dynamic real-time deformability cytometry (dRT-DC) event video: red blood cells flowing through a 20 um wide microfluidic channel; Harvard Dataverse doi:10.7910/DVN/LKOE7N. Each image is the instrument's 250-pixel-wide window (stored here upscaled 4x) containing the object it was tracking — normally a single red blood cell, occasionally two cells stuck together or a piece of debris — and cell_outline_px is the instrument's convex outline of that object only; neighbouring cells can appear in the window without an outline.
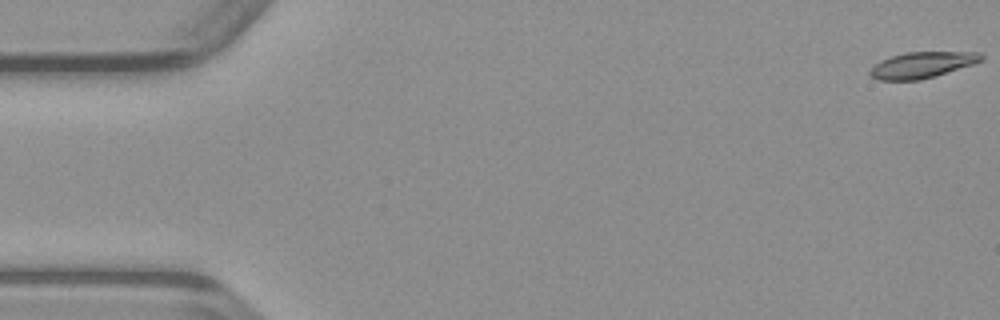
{"species": "common noctule bat (a hibernating species)", "species_latin": "Nyctalus noctula", "temperature_condition": "warm", "stored_images_in_passage": 50, "camera_frame_rate_fps": 3000, "um_per_image_px": 0.085, "animal": {"sex": "male", "body_mass_g": 23.1, "forearm_length_mm": 52.7}, "frame": {"image": 1, "passage_image": 1, "time_ms": 0.0, "image_size_px": [1000, 320], "cell_outline_px": [[984, 60], [936, 76], [920, 80], [880, 80], [872, 76], [868, 72], [880, 60], [904, 52], [980, 52], [984, 56]], "centroid_in_image_um": [78.4, 5.51], "position_along_channel_um": 6.6, "area_um2": 16.82}}
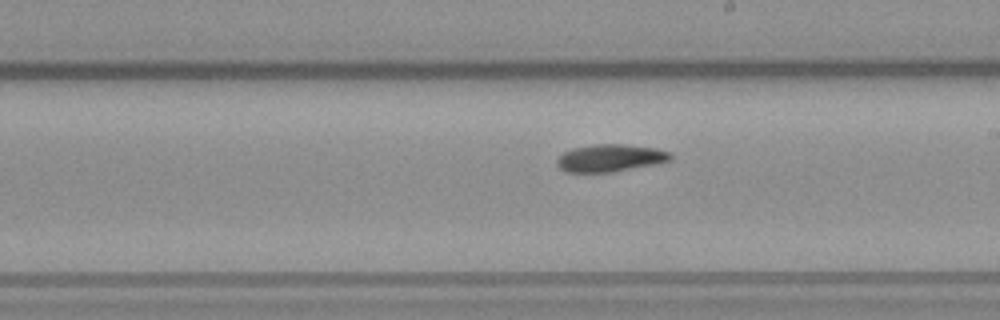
{"frame": {"image": 2, "passage_image": 28, "time_ms": 9.0, "image_size_px": [1000, 320], "cell_outline_px": [[672, 160], [656, 164], [612, 172], [564, 172], [556, 164], [556, 160], [564, 152], [572, 148], [596, 144], [624, 144], [656, 148], [668, 152], [672, 156]], "centroid_in_image_um": [51.86, 13.43], "position_along_channel_um": 237.1, "area_um2": 18.15}}
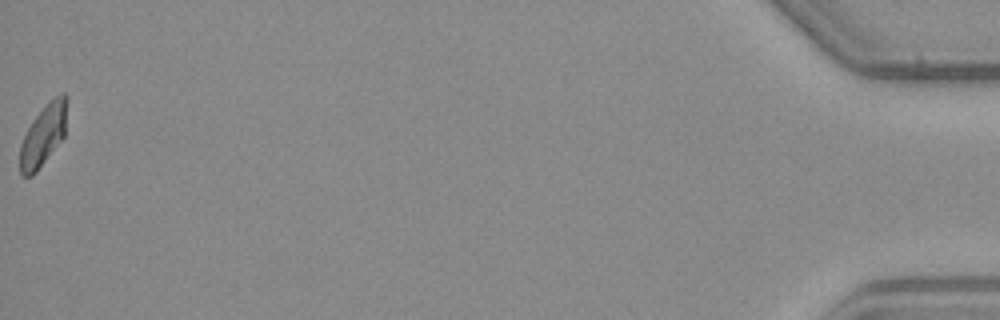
{"frame": {"image": 3, "passage_image": 50, "time_ms": 16.333, "image_size_px": [1000, 320], "cell_outline_px": [[68, 100], [64, 136], [36, 172], [32, 176], [20, 176], [20, 144], [32, 120], [60, 92], [64, 92], [68, 96]], "centroid_in_image_um": [3.69, 11.49], "position_along_channel_um": 431.5, "area_um2": 16.59}}